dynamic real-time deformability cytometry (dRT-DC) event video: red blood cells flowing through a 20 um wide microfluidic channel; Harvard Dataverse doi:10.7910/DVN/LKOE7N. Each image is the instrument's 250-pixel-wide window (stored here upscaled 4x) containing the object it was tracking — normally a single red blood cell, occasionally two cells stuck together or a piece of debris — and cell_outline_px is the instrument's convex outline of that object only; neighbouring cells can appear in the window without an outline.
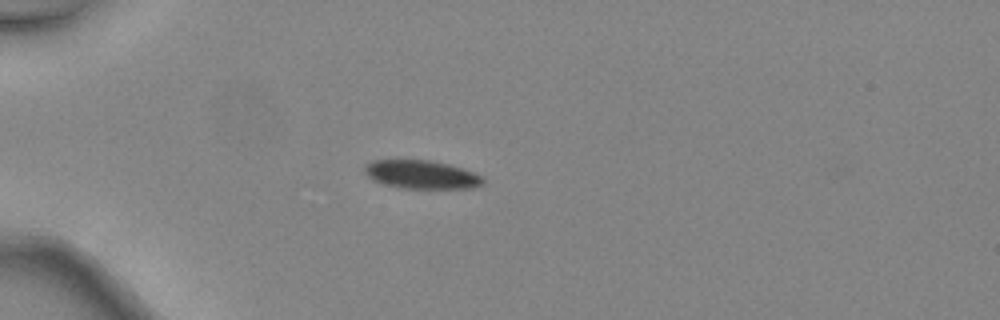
{"species": "common noctule bat (a hibernating species)", "species_latin": "Nyctalus noctula", "temperature_condition": "warm", "stored_images_in_passage": 38, "camera_frame_rate_fps": 3000, "um_per_image_px": 0.085, "animal": {"sex": "female", "body_mass_g": 24.6, "forearm_length_mm": 56.2}, "frame": {"image": 1, "passage_image": 9, "time_ms": 2.667, "image_size_px": [1000, 320], "cell_outline_px": [[484, 180], [480, 184], [468, 188], [404, 188], [372, 180], [364, 172], [364, 164], [372, 160], [432, 160], [464, 168], [480, 176]], "centroid_in_image_um": [35.78, 14.81], "position_along_channel_um": 49.2, "area_um2": 19.36}}
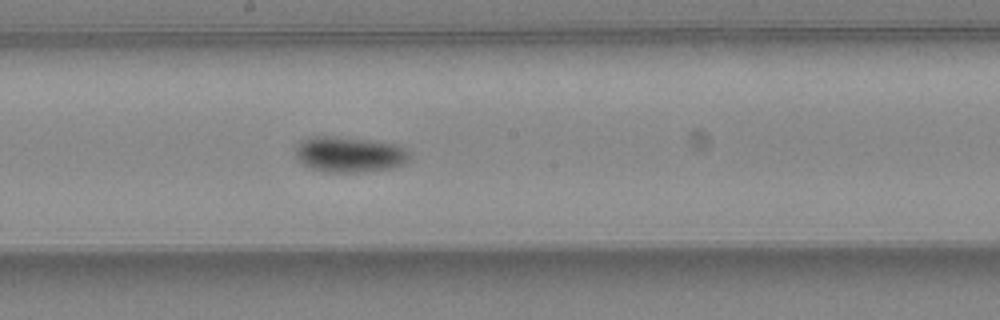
{"frame": {"image": 2, "passage_image": 22, "time_ms": 7.0, "image_size_px": [1000, 320], "cell_outline_px": [[412, 156], [404, 164], [392, 168], [360, 172], [324, 172], [308, 168], [296, 160], [296, 148], [300, 140], [316, 136], [332, 136], [372, 140], [400, 144]], "centroid_in_image_um": [29.7, 13.13], "position_along_channel_um": 218.5, "area_um2": 24.1}}
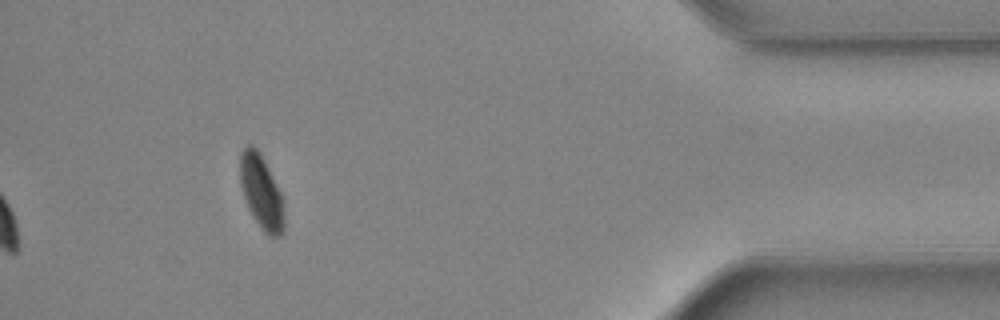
{"frame": {"image": 3, "passage_image": 38, "time_ms": 12.333, "image_size_px": [1000, 320], "cell_outline_px": [[284, 232], [280, 236], [268, 236], [260, 228], [252, 216], [248, 208], [240, 184], [240, 152], [248, 144], [252, 144], [260, 152], [284, 200]], "centroid_in_image_um": [22.22, 16.34], "position_along_channel_um": 413.0, "area_um2": 19.13}, "authors_computed_cell_mechanics": {"area_um2": 21.6461, "velocity_mm_per_s": 4.5458, "shape_relaxation_time_tau1_ms": 5.3909, "shape_relaxation_time_tau2_ms": null, "deformation_change_tau1": 0.1343, "deformation_change_tau2": null}}